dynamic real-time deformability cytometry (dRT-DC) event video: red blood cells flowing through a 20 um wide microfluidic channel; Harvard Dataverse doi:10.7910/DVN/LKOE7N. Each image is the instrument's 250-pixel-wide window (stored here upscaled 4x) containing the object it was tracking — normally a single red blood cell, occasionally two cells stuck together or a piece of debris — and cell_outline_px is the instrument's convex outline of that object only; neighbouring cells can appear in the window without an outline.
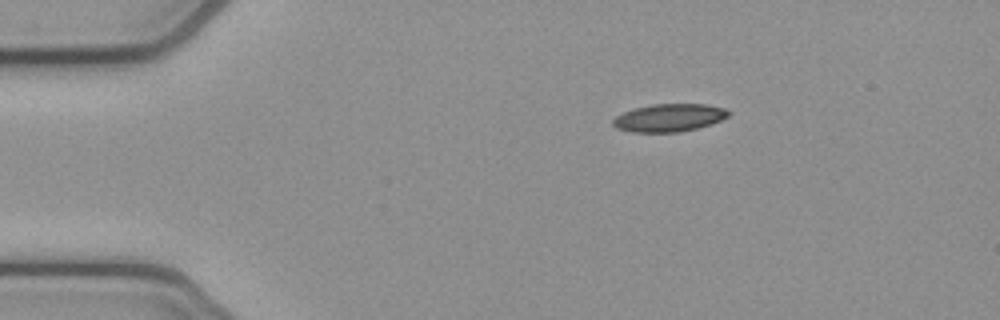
{"species": "common noctule bat (a hibernating species)", "species_latin": "Nyctalus noctula", "temperature_condition": "cold", "stored_images_in_passage": 4, "camera_frame_rate_fps": 3000, "um_per_image_px": 0.085, "animal": {"sex": "female", "body_mass_g": 21.9}, "frame": {"image": 1, "passage_image": 1, "time_ms": 0.0, "image_size_px": [1000, 320], "cell_outline_px": [[732, 112], [728, 116], [720, 120], [696, 128], [680, 132], [632, 132], [616, 128], [612, 124], [612, 120], [616, 116], [624, 112], [636, 108], [652, 104], [708, 104], [724, 108]], "centroid_in_image_um": [56.87, 10.0], "position_along_channel_um": 28.1, "area_um2": 18.61}}
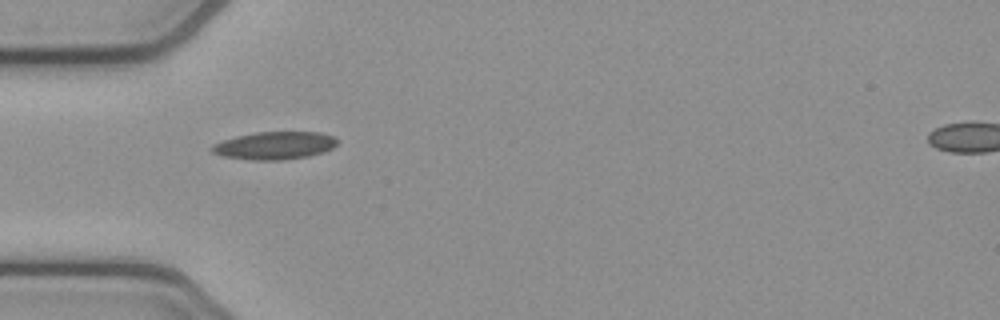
{"frame": {"image": 2, "passage_image": 3, "time_ms": 0.667, "image_size_px": [1000, 320], "cell_outline_px": [[340, 140], [332, 148], [324, 152], [308, 156], [284, 160], [252, 160], [224, 156], [212, 152], [208, 148], [212, 144], [236, 136], [256, 132], [320, 132], [332, 136]], "centroid_in_image_um": [23.34, 12.37], "position_along_channel_um": 61.7, "area_um2": 20.35}}
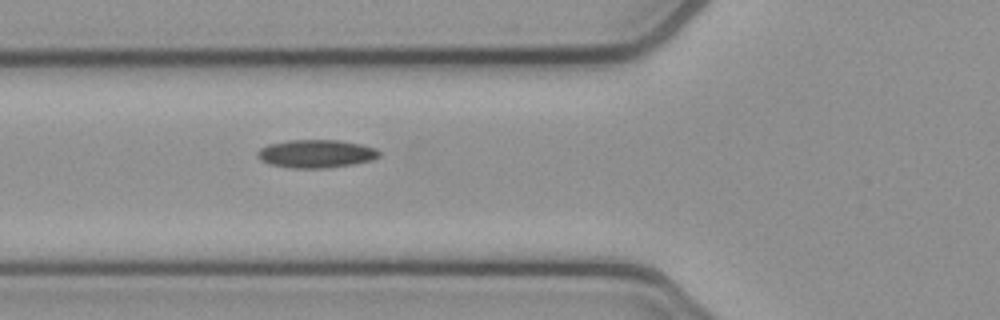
{"frame": {"image": 3, "passage_image": 4, "time_ms": 1.0, "image_size_px": [1000, 320], "cell_outline_px": [[380, 156], [372, 160], [352, 164], [328, 168], [292, 168], [268, 164], [260, 160], [256, 156], [256, 152], [260, 148], [268, 144], [288, 140], [340, 140], [360, 144], [376, 148], [380, 152]], "centroid_in_image_um": [26.84, 13.06], "position_along_channel_um": 99.0, "area_um2": 20.11}}